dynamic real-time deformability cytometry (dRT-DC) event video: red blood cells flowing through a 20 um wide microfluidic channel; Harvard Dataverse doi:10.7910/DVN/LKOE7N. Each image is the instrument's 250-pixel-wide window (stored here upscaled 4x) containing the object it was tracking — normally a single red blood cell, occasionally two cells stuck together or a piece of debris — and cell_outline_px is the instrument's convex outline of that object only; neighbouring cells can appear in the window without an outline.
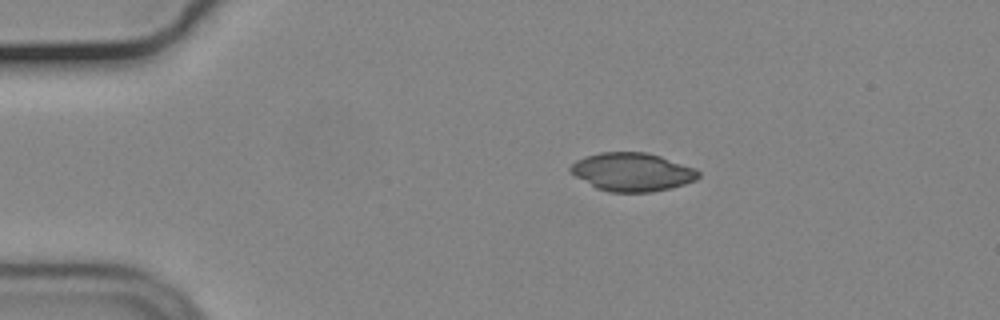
{"species": "common noctule bat (a hibernating species)", "species_latin": "Nyctalus noctula", "temperature_condition": "cold", "stored_images_in_passage": 45, "camera_frame_rate_fps": 3000, "um_per_image_px": 0.085, "animal": {"sex": "male", "body_mass_g": 19.2, "forearm_length_mm": 51.8}, "frame": {"image": 1, "passage_image": 1, "time_ms": 0.0, "image_size_px": [1000, 320], "cell_outline_px": [[700, 176], [696, 180], [672, 188], [652, 192], [608, 192], [596, 188], [576, 176], [568, 168], [576, 160], [584, 156], [600, 152], [648, 152], [696, 168], [700, 172]], "centroid_in_image_um": [53.76, 14.61], "position_along_channel_um": 31.2, "area_um2": 28.73}}
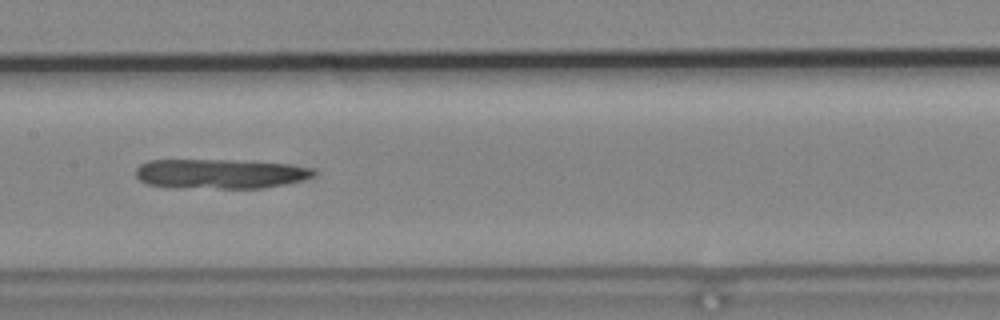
{"frame": {"image": 2, "passage_image": 18, "time_ms": 5.667, "image_size_px": [1000, 320], "cell_outline_px": [[316, 172], [312, 176], [304, 180], [264, 188], [220, 188], [148, 184], [140, 180], [136, 176], [136, 168], [140, 164], [148, 160], [232, 160], [288, 164], [312, 168]], "centroid_in_image_um": [18.75, 14.75], "position_along_channel_um": 188.6, "area_um2": 30.17}}
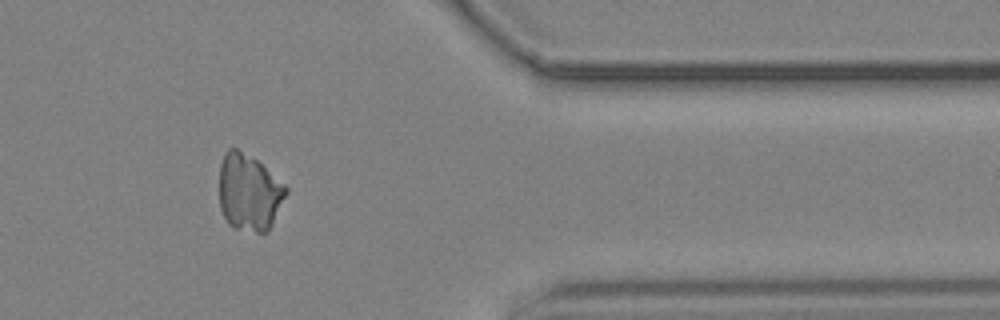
{"frame": {"image": 3, "passage_image": 36, "time_ms": 11.667, "image_size_px": [1000, 320], "cell_outline_px": [[288, 192], [268, 232], [256, 232], [232, 228], [228, 224], [220, 208], [220, 164], [224, 152], [228, 148], [236, 148], [256, 160], [284, 184], [288, 188]], "centroid_in_image_um": [21.16, 16.37], "position_along_channel_um": 390.2, "area_um2": 29.77}}